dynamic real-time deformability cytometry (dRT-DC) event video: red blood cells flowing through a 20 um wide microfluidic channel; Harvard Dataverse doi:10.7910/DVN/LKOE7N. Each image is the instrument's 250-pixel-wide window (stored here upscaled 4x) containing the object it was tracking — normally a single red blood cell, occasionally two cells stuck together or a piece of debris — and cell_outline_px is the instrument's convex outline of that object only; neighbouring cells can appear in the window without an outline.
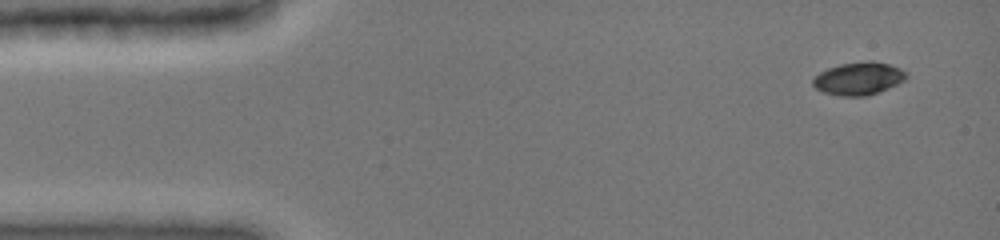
{"species": "common noctule bat (a hibernating species)", "species_latin": "Nyctalus noctula", "temperature_condition": "cold", "stored_images_in_passage": 15, "camera_frame_rate_fps": 3000, "um_per_image_px": 0.085, "animal": {"sex": "female", "body_mass_g": 19.0, "forearm_length_mm": 51.5}, "frame": {"image": 1, "passage_image": 1, "time_ms": 0.0, "image_size_px": [1000, 240], "cell_outline_px": [[908, 76], [904, 80], [880, 92], [868, 96], [840, 96], [824, 92], [816, 88], [812, 84], [812, 80], [820, 72], [828, 68], [840, 64], [868, 60], [872, 60], [888, 64], [900, 68]], "centroid_in_image_um": [72.98, 6.67], "position_along_channel_um": 12.0, "area_um2": 17.8}}
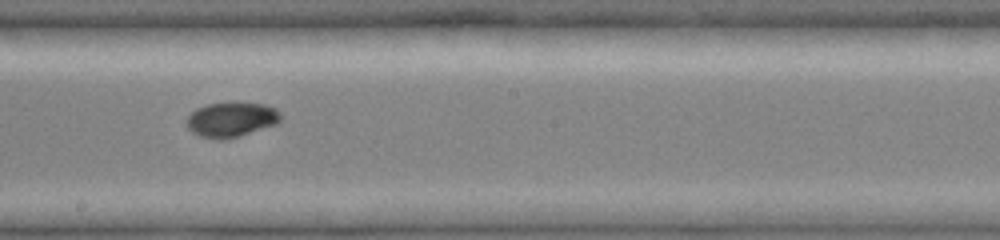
{"frame": {"image": 2, "passage_image": 9, "time_ms": 8.0, "image_size_px": [1000, 240], "cell_outline_px": [[280, 120], [276, 124], [236, 136], [220, 140], [200, 136], [192, 132], [188, 128], [188, 116], [196, 108], [208, 104], [264, 104], [276, 108], [280, 112]], "centroid_in_image_um": [19.65, 10.17], "position_along_channel_um": 228.6, "area_um2": 18.38}}
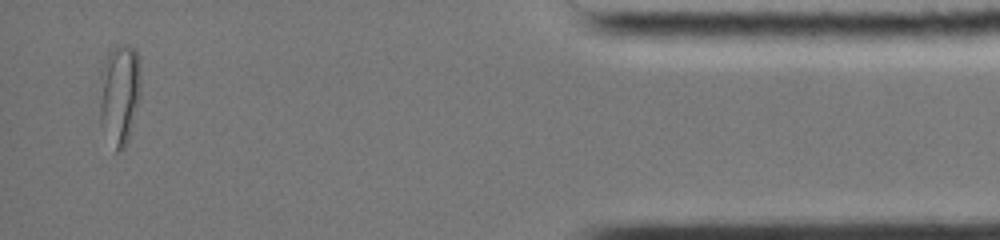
{"frame": {"image": 3, "passage_image": 15, "time_ms": 14.333, "image_size_px": [1000, 240], "cell_outline_px": [[140, 92], [128, 140], [124, 148], [116, 152], [100, 124], [100, 72], [104, 60], [108, 52], [116, 44], [128, 44], [136, 52], [140, 64]], "centroid_in_image_um": [10.14, 7.95], "position_along_channel_um": 425.1, "area_um2": 24.28}, "authors_computed_cell_mechanics": {"area_um2": 18.785, "velocity_mm_per_s": 3.972, "shape_relaxation_time_tau1_ms": null, "shape_relaxation_time_tau2_ms": 1.6798, "deformation_change_tau1": null, "deformation_change_tau2": 0.0278}}